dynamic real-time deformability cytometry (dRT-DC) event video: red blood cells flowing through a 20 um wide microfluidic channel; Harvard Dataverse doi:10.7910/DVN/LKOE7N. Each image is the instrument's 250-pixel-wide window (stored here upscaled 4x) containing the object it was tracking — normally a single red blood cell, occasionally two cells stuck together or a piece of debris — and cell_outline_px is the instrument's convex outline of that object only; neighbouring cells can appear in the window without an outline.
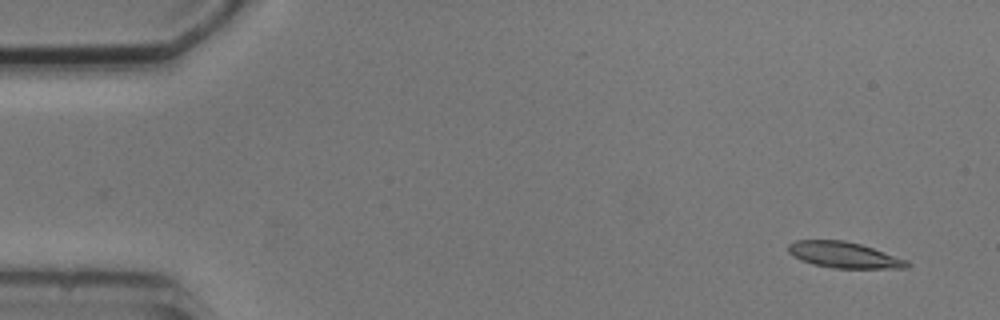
{"species": "common noctule bat (a hibernating species)", "species_latin": "Nyctalus noctula", "temperature_condition": "cold", "stored_images_in_passage": 6, "camera_frame_rate_fps": 3000, "um_per_image_px": 0.085, "animal": {"sex": "male", "body_mass_g": 20.5, "forearm_length_mm": 52.5}, "frame": {"image": 1, "passage_image": 1, "time_ms": 0.0, "image_size_px": [1000, 320], "cell_outline_px": [[912, 264], [908, 268], [832, 268], [812, 264], [800, 260], [788, 252], [788, 244], [796, 240], [844, 240], [860, 244], [908, 260]], "centroid_in_image_um": [71.74, 21.67], "position_along_channel_um": 13.3, "area_um2": 18.03}}
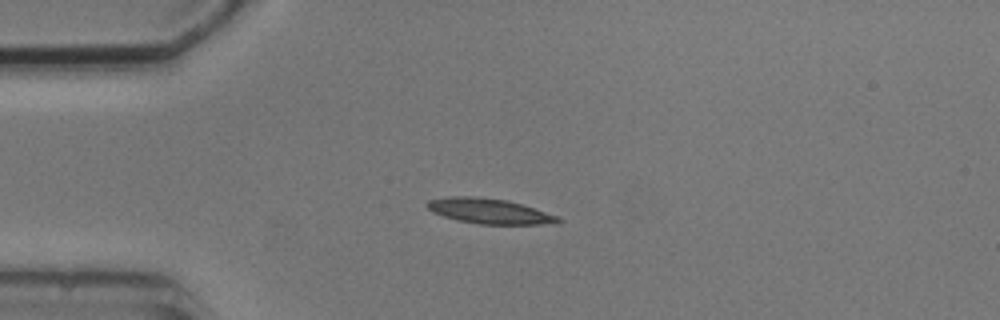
{"frame": {"image": 2, "passage_image": 4, "time_ms": 3.333, "image_size_px": [1000, 320], "cell_outline_px": [[564, 220], [556, 224], [480, 224], [456, 220], [432, 212], [424, 204], [428, 200], [448, 196], [476, 196], [504, 200], [520, 204], [560, 216]], "centroid_in_image_um": [41.6, 17.95], "position_along_channel_um": 43.4, "area_um2": 19.31}}